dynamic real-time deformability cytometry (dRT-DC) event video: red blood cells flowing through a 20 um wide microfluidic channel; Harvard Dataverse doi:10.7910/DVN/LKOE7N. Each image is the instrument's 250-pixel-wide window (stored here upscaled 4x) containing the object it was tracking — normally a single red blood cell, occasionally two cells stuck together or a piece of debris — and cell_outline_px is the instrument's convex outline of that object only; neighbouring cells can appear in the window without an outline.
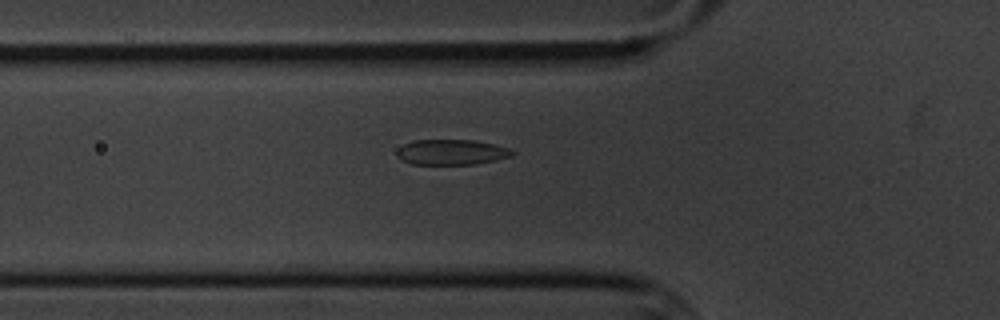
{"species": "common noctule bat (a hibernating species)", "species_latin": "Nyctalus noctula", "temperature_condition": "cold", "stored_images_in_passage": 3, "camera_frame_rate_fps": 3000, "um_per_image_px": 0.085, "animal": {"sex": "male", "body_mass_g": 20.1, "forearm_length_mm": 53.5}, "frame": {"image": 1, "passage_image": 3, "time_ms": 2.333, "image_size_px": [1000, 320], "cell_outline_px": [[516, 152], [512, 156], [496, 160], [476, 164], [412, 164], [400, 160], [396, 156], [396, 152], [404, 144], [412, 140], [472, 140], [496, 144], [508, 148]], "centroid_in_image_um": [38.38, 12.93], "position_along_channel_um": 87.4, "area_um2": 17.17}}